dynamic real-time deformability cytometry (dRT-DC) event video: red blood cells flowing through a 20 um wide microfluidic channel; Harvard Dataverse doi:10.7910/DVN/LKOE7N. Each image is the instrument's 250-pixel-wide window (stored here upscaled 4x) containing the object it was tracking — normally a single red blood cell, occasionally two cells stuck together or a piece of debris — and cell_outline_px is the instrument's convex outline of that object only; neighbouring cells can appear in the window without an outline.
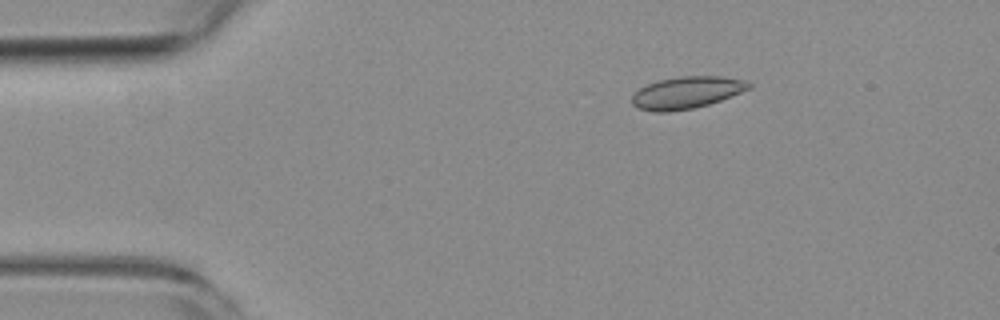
{"species": "common noctule bat (a hibernating species)", "species_latin": "Nyctalus noctula", "temperature_condition": "room temperature", "stored_images_in_passage": 5, "camera_frame_rate_fps": 3000, "um_per_image_px": 0.085, "animal": {"sex": "female", "body_mass_g": 19.3, "forearm_length_mm": 54.1}, "frame": {"image": 1, "passage_image": 3, "time_ms": 2.333, "image_size_px": [1000, 320], "cell_outline_px": [[752, 88], [720, 100], [708, 104], [692, 108], [668, 112], [656, 112], [640, 108], [632, 104], [632, 96], [640, 88], [648, 84], [660, 80], [680, 76], [724, 76], [748, 80], [752, 84]], "centroid_in_image_um": [58.42, 7.85], "position_along_channel_um": 26.6, "area_um2": 21.73}}